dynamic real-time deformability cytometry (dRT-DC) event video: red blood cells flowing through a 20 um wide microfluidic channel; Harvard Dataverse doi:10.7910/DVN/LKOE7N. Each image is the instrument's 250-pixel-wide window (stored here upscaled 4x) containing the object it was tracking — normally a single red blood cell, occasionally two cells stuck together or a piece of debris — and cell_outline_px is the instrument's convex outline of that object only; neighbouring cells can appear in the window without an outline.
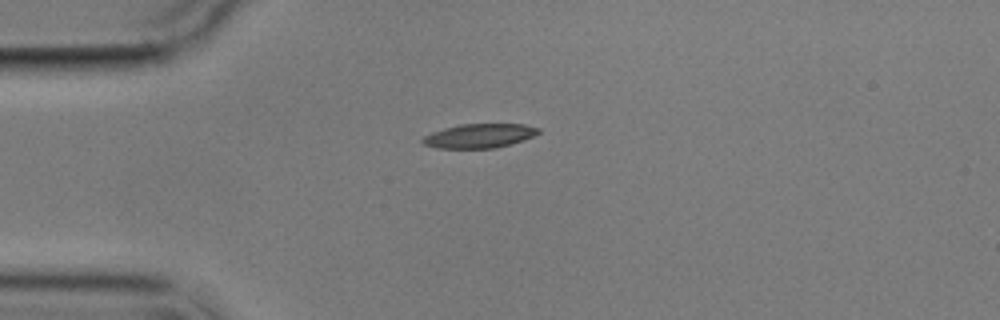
{"species": "common noctule bat (a hibernating species)", "species_latin": "Nyctalus noctula", "temperature_condition": "cold", "stored_images_in_passage": 5, "camera_frame_rate_fps": 3000, "um_per_image_px": 0.085, "animal": {"sex": "male", "body_mass_g": 17.9}, "frame": {"image": 1, "passage_image": 1, "time_ms": 0.0, "image_size_px": [1000, 320], "cell_outline_px": [[540, 132], [524, 140], [496, 148], [436, 148], [424, 144], [420, 140], [424, 136], [432, 132], [444, 128], [460, 124], [524, 124], [540, 128]], "centroid_in_image_um": [40.74, 11.54], "position_along_channel_um": 44.3, "area_um2": 16.3}}
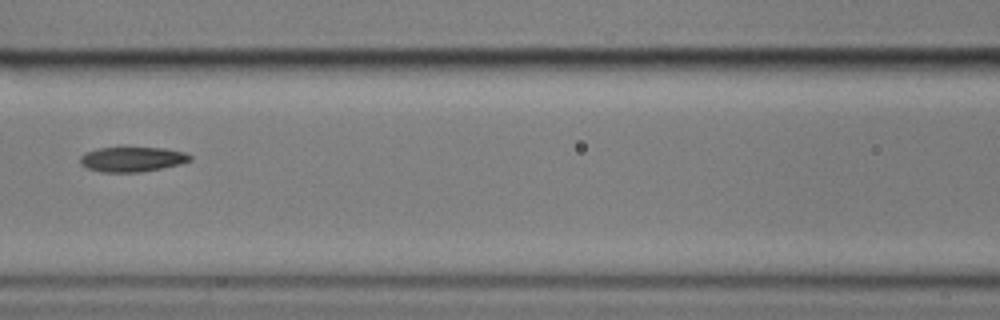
{"frame": {"image": 2, "passage_image": 4, "time_ms": 3.667, "image_size_px": [1000, 320], "cell_outline_px": [[192, 160], [180, 164], [140, 172], [100, 172], [88, 168], [80, 164], [80, 156], [84, 152], [96, 148], [164, 148], [184, 152], [192, 156]], "centroid_in_image_um": [11.21, 13.53], "position_along_channel_um": 155.4, "area_um2": 15.9}}
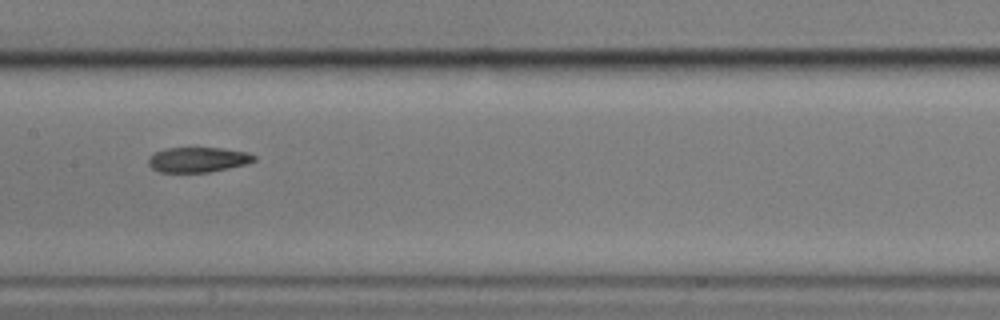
{"frame": {"image": 3, "passage_image": 5, "time_ms": 4.667, "image_size_px": [1000, 320], "cell_outline_px": [[256, 160], [248, 164], [208, 172], [160, 172], [152, 168], [148, 164], [148, 160], [156, 152], [164, 148], [224, 148], [248, 152], [256, 156]], "centroid_in_image_um": [16.87, 13.57], "position_along_channel_um": 190.5, "area_um2": 15.43}}